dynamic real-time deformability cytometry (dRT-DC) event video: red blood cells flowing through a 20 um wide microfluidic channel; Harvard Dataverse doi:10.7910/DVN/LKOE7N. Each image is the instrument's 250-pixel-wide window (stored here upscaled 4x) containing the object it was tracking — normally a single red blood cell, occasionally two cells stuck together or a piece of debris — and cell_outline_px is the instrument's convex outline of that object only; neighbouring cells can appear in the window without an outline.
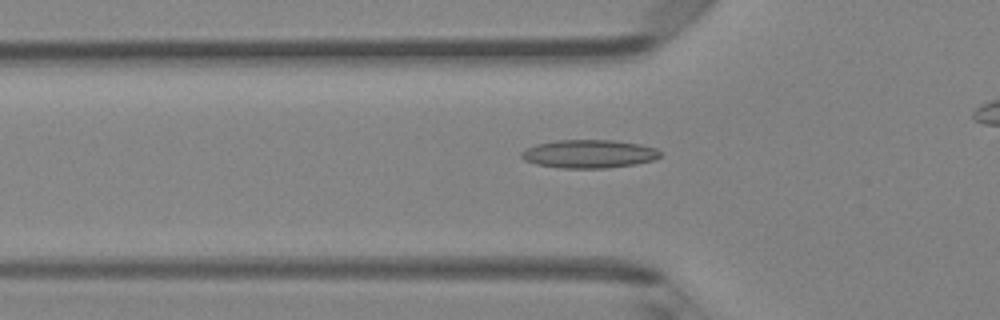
{"species": "Egyptian fruit bat (a non-hibernating species)", "species_latin": "Rousettus aegyptiacus", "temperature_condition": "room temperature", "stored_images_in_passage": 29, "camera_frame_rate_fps": 3000, "um_per_image_px": 0.085, "animal": {"sex": "female"}, "frame": {"image": 1, "passage_image": 4, "time_ms": 1.0, "image_size_px": [1000, 320], "cell_outline_px": [[660, 156], [652, 160], [636, 164], [608, 168], [560, 168], [536, 164], [524, 160], [520, 156], [520, 152], [536, 144], [556, 140], [612, 140], [640, 144], [656, 148], [660, 152]], "centroid_in_image_um": [50.04, 13.08], "position_along_channel_um": 75.8, "area_um2": 22.89}}
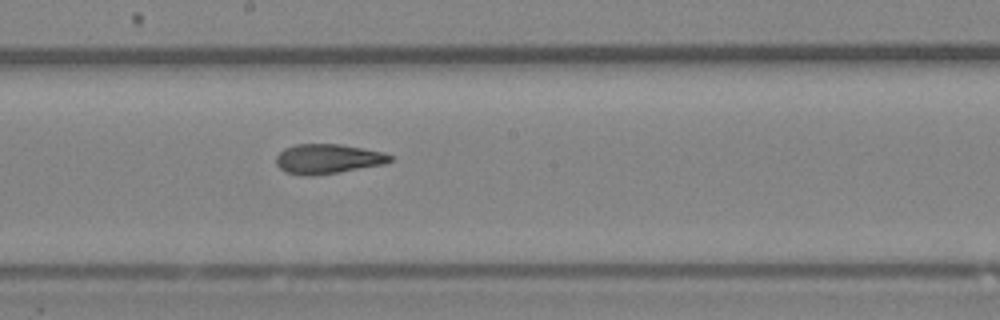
{"frame": {"image": 2, "passage_image": 14, "time_ms": 4.333, "image_size_px": [1000, 320], "cell_outline_px": [[392, 160], [384, 164], [340, 172], [312, 176], [304, 176], [284, 172], [276, 164], [276, 156], [284, 148], [296, 144], [340, 144], [384, 152], [392, 156]], "centroid_in_image_um": [27.84, 13.51], "position_along_channel_um": 220.4, "area_um2": 19.83}}
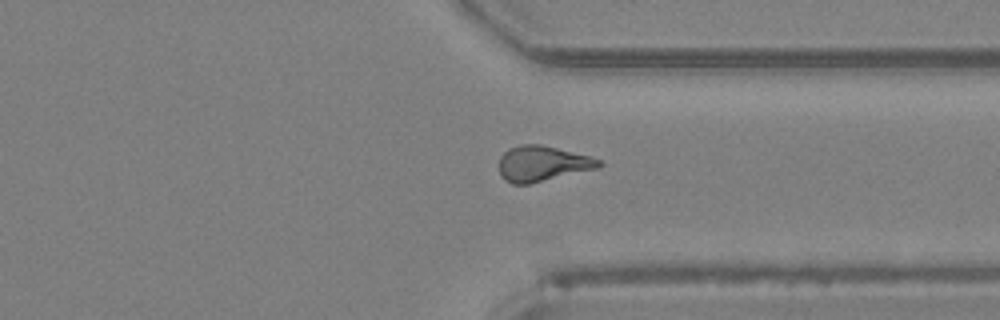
{"frame": {"image": 3, "passage_image": 24, "time_ms": 7.667, "image_size_px": [1000, 320], "cell_outline_px": [[604, 164], [600, 168], [528, 184], [512, 184], [504, 180], [500, 176], [500, 156], [508, 148], [520, 144], [540, 144], [588, 156], [600, 160]], "centroid_in_image_um": [46.09, 13.91], "position_along_channel_um": 365.3, "area_um2": 20.63}}